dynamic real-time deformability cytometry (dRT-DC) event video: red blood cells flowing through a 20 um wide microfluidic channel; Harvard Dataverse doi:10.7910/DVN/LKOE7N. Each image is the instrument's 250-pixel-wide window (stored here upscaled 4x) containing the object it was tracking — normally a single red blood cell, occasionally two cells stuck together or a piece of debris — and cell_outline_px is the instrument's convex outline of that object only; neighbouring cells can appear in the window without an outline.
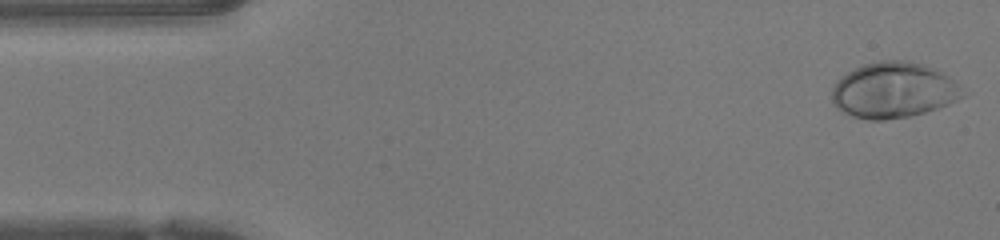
{"species": "human", "species_latin": "Homo sapiens", "temperature_condition": "warm", "stored_images_in_passage": 47, "camera_frame_rate_fps": 3000, "um_per_image_px": 0.085, "donor": {"sex": "female"}, "frame": {"image": 1, "passage_image": 1, "time_ms": 0.0, "image_size_px": [1000, 240], "cell_outline_px": [[964, 96], [948, 104], [924, 112], [908, 116], [884, 120], [868, 120], [852, 116], [836, 108], [832, 104], [832, 88], [836, 80], [840, 76], [864, 64], [880, 60], [908, 60], [924, 64], [948, 76], [960, 84]], "centroid_in_image_um": [75.92, 7.66], "position_along_channel_um": 9.1, "area_um2": 42.48}}
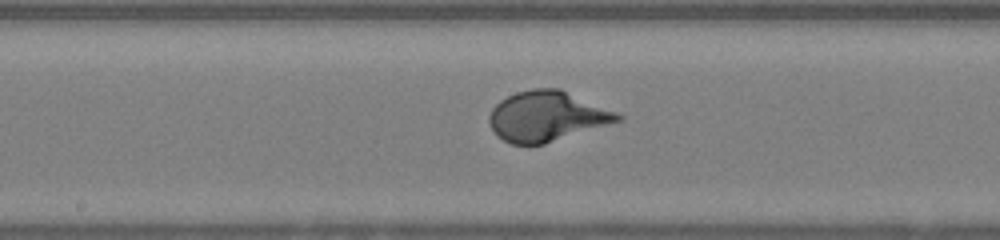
{"frame": {"image": 2, "passage_image": 23, "time_ms": 7.333, "image_size_px": [1000, 240], "cell_outline_px": [[624, 120], [544, 144], [512, 144], [496, 136], [488, 124], [488, 116], [492, 108], [500, 100], [516, 92], [532, 88], [560, 88], [616, 112], [624, 116]], "centroid_in_image_um": [46.47, 9.88], "position_along_channel_um": 201.7, "area_um2": 37.69}}
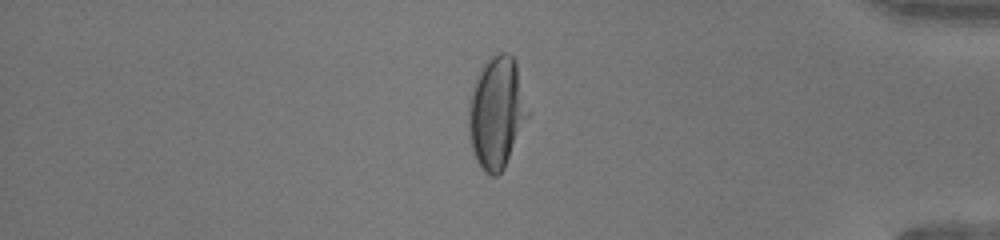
{"frame": {"image": 3, "passage_image": 39, "time_ms": 12.667, "image_size_px": [1000, 240], "cell_outline_px": [[532, 112], [504, 168], [496, 176], [492, 176], [484, 172], [480, 168], [476, 160], [472, 148], [468, 132], [468, 100], [472, 88], [480, 68], [492, 56], [500, 52], [508, 52], [516, 60]], "centroid_in_image_um": [42.25, 9.55], "position_along_channel_um": 392.9, "area_um2": 39.65}, "authors_computed_cell_mechanics": {"area_um2": 37.57, "velocity_mm_per_s": 4.2259, "shape_relaxation_time_tau1_ms": 2.6269, "shape_relaxation_time_tau2_ms": null, "deformation_change_tau1": 0.2001, "deformation_change_tau2": null}}